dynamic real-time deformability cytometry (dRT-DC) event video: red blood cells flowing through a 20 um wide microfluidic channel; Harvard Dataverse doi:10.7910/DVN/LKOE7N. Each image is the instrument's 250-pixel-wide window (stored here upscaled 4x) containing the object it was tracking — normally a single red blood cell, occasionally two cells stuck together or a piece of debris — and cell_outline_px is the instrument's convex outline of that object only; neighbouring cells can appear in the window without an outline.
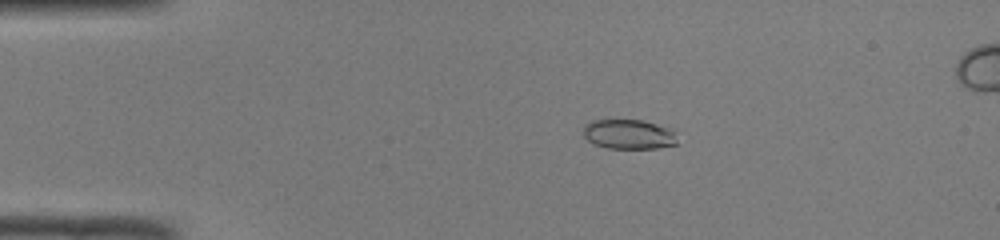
{"species": "common noctule bat (a hibernating species)", "species_latin": "Nyctalus noctula", "temperature_condition": "room temperature", "stored_images_in_passage": 42, "segment_of_instrument_passage": [1, 2], "camera_frame_rate_fps": 3000, "um_per_image_px": 0.085, "animal": {"sex": "male", "body_mass_g": 19.0, "forearm_length_mm": 50.8}, "frame": {"image": 1, "passage_image": 1, "time_ms": 0.0, "image_size_px": [1000, 240], "cell_outline_px": [[680, 144], [656, 148], [608, 148], [592, 144], [584, 136], [584, 124], [592, 120], [644, 120], [668, 128], [676, 132]], "centroid_in_image_um": [53.48, 11.42], "position_along_channel_um": 31.5, "area_um2": 16.47}}
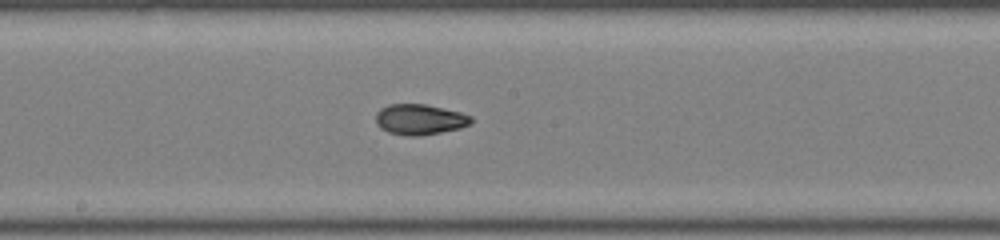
{"frame": {"image": 2, "passage_image": 18, "time_ms": 5.667, "image_size_px": [1000, 240], "cell_outline_px": [[472, 124], [460, 128], [420, 136], [408, 136], [388, 132], [380, 128], [376, 124], [376, 112], [380, 108], [388, 104], [424, 104], [460, 112], [472, 116]], "centroid_in_image_um": [35.66, 10.15], "position_along_channel_um": 212.5, "area_um2": 17.05}}
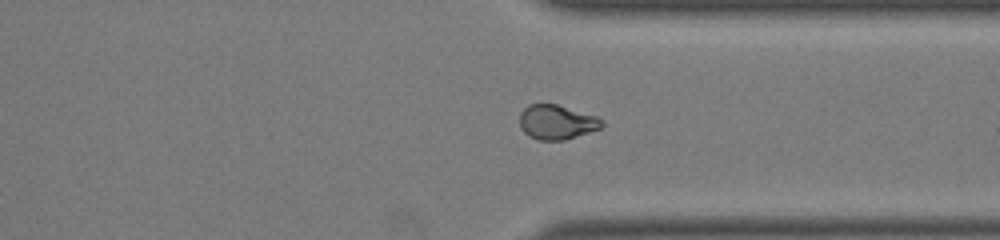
{"frame": {"image": 3, "passage_image": 29, "time_ms": 9.333, "image_size_px": [1000, 240], "cell_outline_px": [[604, 124], [600, 128], [564, 140], [540, 140], [528, 136], [520, 128], [520, 112], [528, 104], [556, 104], [596, 116], [604, 120]], "centroid_in_image_um": [47.3, 10.38], "position_along_channel_um": 364.1, "area_um2": 16.47}}